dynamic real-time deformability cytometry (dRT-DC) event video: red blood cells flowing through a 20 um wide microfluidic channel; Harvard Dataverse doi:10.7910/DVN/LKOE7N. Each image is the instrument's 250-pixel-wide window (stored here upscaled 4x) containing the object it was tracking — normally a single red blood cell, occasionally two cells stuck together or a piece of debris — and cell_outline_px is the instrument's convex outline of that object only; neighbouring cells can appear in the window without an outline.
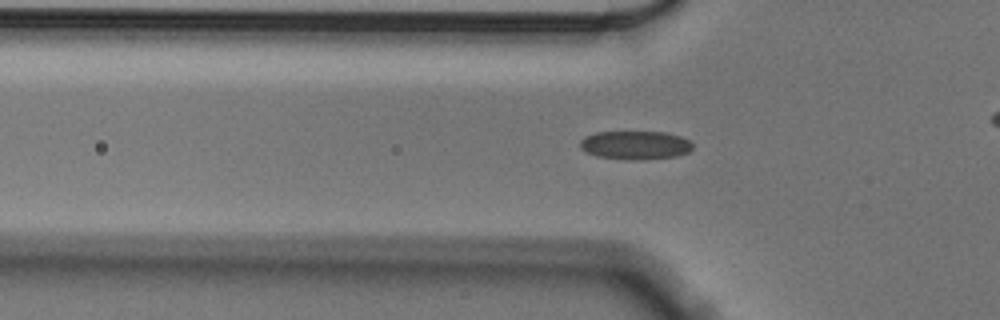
{"species": "Egyptian fruit bat (a non-hibernating species)", "species_latin": "Rousettus aegyptiacus", "temperature_condition": "cold", "stored_images_in_passage": 35, "camera_frame_rate_fps": 3000, "um_per_image_px": 0.085, "animal": {"sex": "male"}, "frame": {"image": 1, "passage_image": 7, "time_ms": 2.0, "image_size_px": [1000, 320], "cell_outline_px": [[692, 148], [688, 152], [676, 156], [640, 160], [628, 160], [596, 156], [580, 148], [580, 140], [584, 136], [596, 132], [664, 132], [680, 136], [688, 140], [692, 144]], "centroid_in_image_um": [53.97, 12.34], "position_along_channel_um": 71.8, "area_um2": 18.73}}
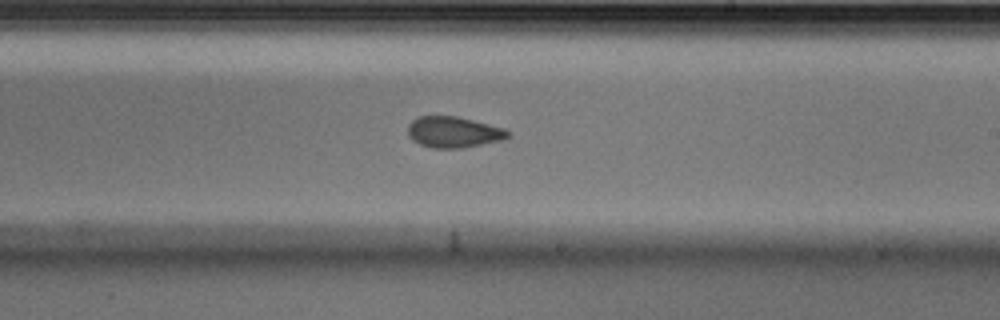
{"frame": {"image": 2, "passage_image": 22, "time_ms": 7.0, "image_size_px": [1000, 320], "cell_outline_px": [[512, 132], [504, 140], [464, 148], [432, 148], [420, 144], [412, 140], [408, 136], [408, 124], [412, 120], [420, 116], [456, 116], [504, 128]], "centroid_in_image_um": [38.56, 11.24], "position_along_channel_um": 250.4, "area_um2": 18.21}}
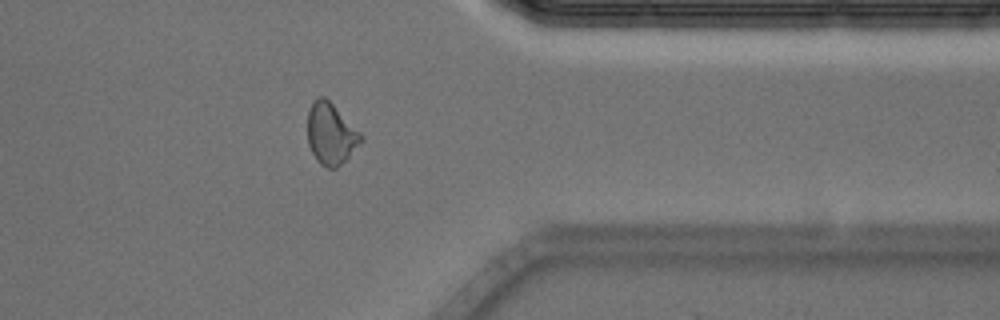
{"frame": {"image": 3, "passage_image": 34, "time_ms": 11.0, "image_size_px": [1000, 320], "cell_outline_px": [[360, 144], [336, 168], [328, 168], [320, 164], [316, 160], [308, 144], [308, 112], [312, 104], [320, 96], [324, 96], [360, 132]], "centroid_in_image_um": [28.09, 11.39], "position_along_channel_um": 383.3, "area_um2": 18.5}}